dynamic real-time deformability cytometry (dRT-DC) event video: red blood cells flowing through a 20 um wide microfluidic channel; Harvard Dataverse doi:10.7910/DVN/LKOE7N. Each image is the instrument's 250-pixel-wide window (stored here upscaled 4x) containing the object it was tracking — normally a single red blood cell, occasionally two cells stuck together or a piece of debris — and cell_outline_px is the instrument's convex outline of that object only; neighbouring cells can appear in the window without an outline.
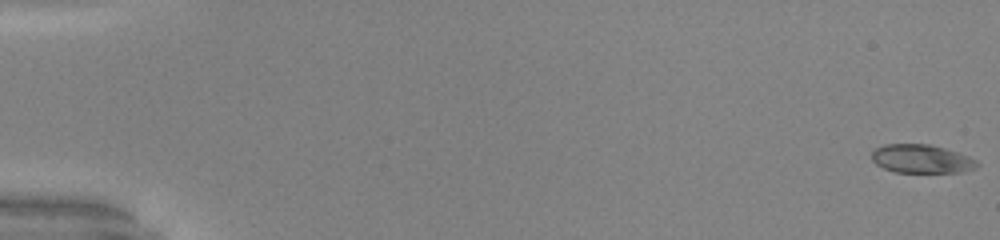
{"species": "common noctule bat (a hibernating species)", "species_latin": "Nyctalus noctula", "temperature_condition": "warm", "stored_images_in_passage": 52, "camera_frame_rate_fps": 3000, "um_per_image_px": 0.085, "animal": {"sex": "male", "body_mass_g": 20.0, "forearm_length_mm": 53.3}, "frame": {"image": 1, "passage_image": 1, "time_ms": 0.0, "image_size_px": [1000, 240], "cell_outline_px": [[980, 164], [976, 168], [964, 172], [892, 172], [876, 164], [872, 160], [872, 152], [876, 148], [884, 144], [928, 144], [944, 148], [968, 156], [976, 160]], "centroid_in_image_um": [78.33, 13.51], "position_along_channel_um": 6.7, "area_um2": 17.51}}
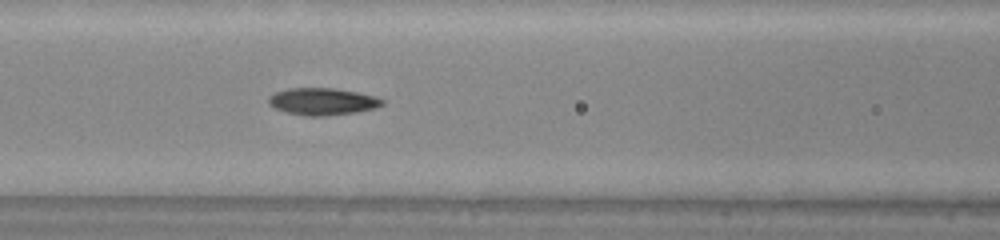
{"frame": {"image": 2, "passage_image": 24, "time_ms": 7.667, "image_size_px": [1000, 240], "cell_outline_px": [[384, 104], [376, 108], [356, 112], [324, 116], [304, 116], [288, 112], [276, 108], [268, 104], [268, 96], [276, 92], [288, 88], [332, 88], [356, 92], [376, 96], [384, 100]], "centroid_in_image_um": [27.42, 8.63], "position_along_channel_um": 139.2, "area_um2": 17.92}}
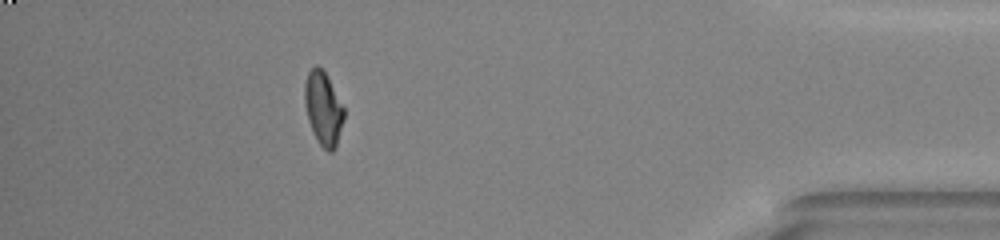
{"frame": {"image": 3, "passage_image": 47, "time_ms": 15.333, "image_size_px": [1000, 240], "cell_outline_px": [[344, 120], [336, 148], [332, 152], [328, 152], [320, 144], [308, 120], [304, 104], [304, 84], [308, 72], [316, 64], [328, 76], [344, 108]], "centroid_in_image_um": [27.48, 9.21], "position_along_channel_um": 407.7, "area_um2": 16.82}, "authors_computed_cell_mechanics": {"area_um2": 17.4845, "velocity_mm_per_s": 4.0833, "shape_relaxation_time_tau1_ms": 6.6687, "shape_relaxation_time_tau2_ms": 2.0877, "deformation_change_tau1": 0.2374, "deformation_change_tau2": 0.0706}}